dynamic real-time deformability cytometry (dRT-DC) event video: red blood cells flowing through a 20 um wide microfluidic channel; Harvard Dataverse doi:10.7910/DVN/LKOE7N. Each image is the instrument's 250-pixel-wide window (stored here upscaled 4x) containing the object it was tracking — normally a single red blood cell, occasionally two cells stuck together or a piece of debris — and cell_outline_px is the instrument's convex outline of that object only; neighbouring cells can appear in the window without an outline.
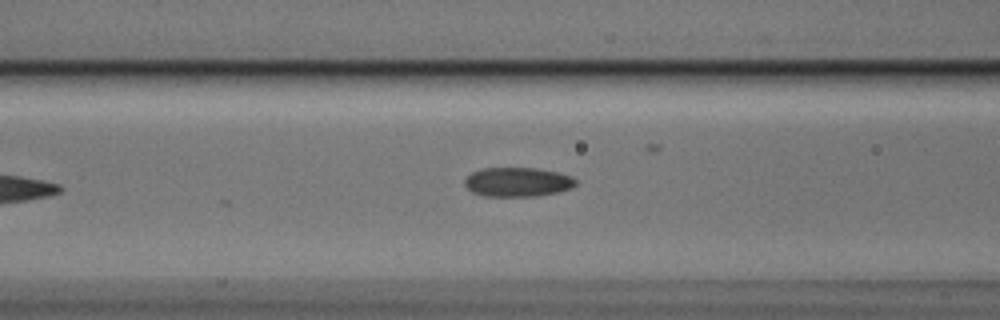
{"species": "Egyptian fruit bat (a non-hibernating species)", "species_latin": "Rousettus aegyptiacus", "temperature_condition": "cold", "stored_images_in_passage": 9, "camera_frame_rate_fps": 3000, "um_per_image_px": 0.085, "animal": {"sex": "male"}, "frame": {"image": 1, "passage_image": 8, "time_ms": 2.333, "image_size_px": [1000, 320], "cell_outline_px": [[576, 184], [572, 188], [560, 192], [540, 196], [484, 196], [472, 192], [464, 184], [464, 180], [472, 172], [484, 168], [532, 168], [556, 172], [568, 176], [576, 180]], "centroid_in_image_um": [43.98, 15.48], "position_along_channel_um": 122.6, "area_um2": 18.84}}
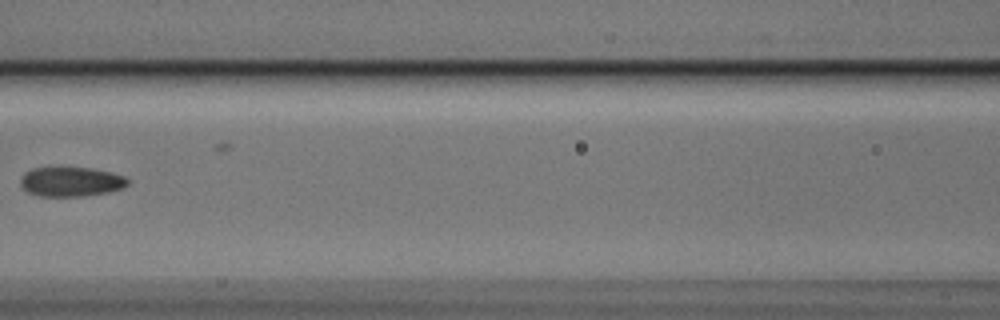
{"frame": {"image": 2, "passage_image": 9, "time_ms": 2.667, "image_size_px": [1000, 320], "cell_outline_px": [[128, 184], [124, 188], [108, 192], [84, 196], [36, 196], [28, 192], [20, 184], [20, 176], [24, 172], [32, 168], [88, 168], [108, 172], [124, 176], [128, 180]], "centroid_in_image_um": [6.0, 15.45], "position_along_channel_um": 160.6, "area_um2": 18.38}}